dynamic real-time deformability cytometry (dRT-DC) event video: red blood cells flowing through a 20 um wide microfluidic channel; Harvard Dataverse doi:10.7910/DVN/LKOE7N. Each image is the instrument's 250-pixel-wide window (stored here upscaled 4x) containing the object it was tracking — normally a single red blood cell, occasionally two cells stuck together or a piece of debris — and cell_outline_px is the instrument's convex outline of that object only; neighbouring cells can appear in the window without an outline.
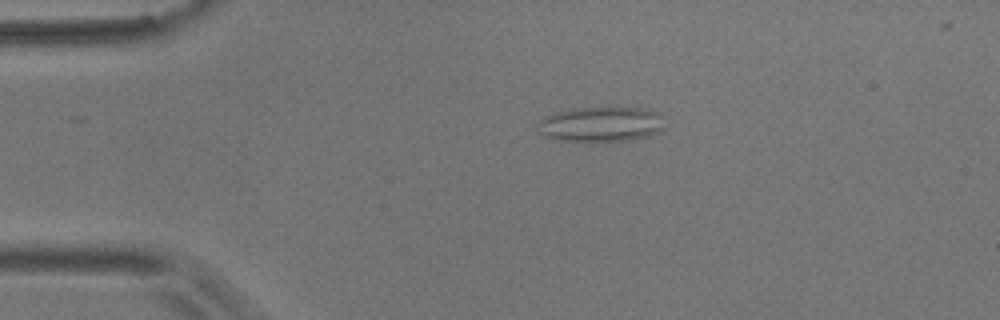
{"species": "common noctule bat (a hibernating species)", "species_latin": "Nyctalus noctula", "temperature_condition": "room temperature", "stored_images_in_passage": 11, "camera_frame_rate_fps": 3000, "um_per_image_px": 0.085, "animal": {"sex": "male", "body_mass_g": 17.9}, "frame": {"image": 1, "passage_image": 4, "time_ms": 3.667, "image_size_px": [1000, 320], "cell_outline_px": [[664, 128], [648, 136], [632, 140], [556, 140], [544, 136], [540, 132], [536, 124], [544, 116], [556, 112], [572, 108], [648, 108], [660, 112], [664, 116]], "centroid_in_image_um": [51.11, 10.54], "position_along_channel_um": 33.9, "area_um2": 25.95}}
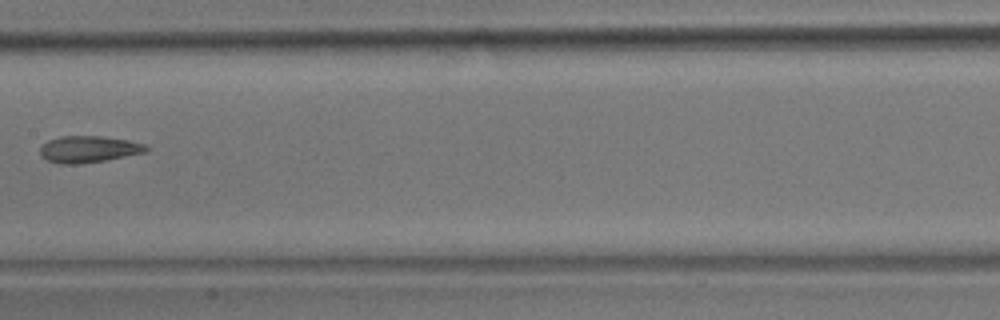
{"frame": {"image": 2, "passage_image": 8, "time_ms": 9.333, "image_size_px": [1000, 320], "cell_outline_px": [[148, 148], [144, 152], [104, 160], [76, 164], [60, 164], [48, 160], [40, 156], [40, 148], [48, 140], [60, 136], [100, 136], [128, 140], [148, 144]], "centroid_in_image_um": [7.51, 12.67], "position_along_channel_um": 199.9, "area_um2": 16.3}}
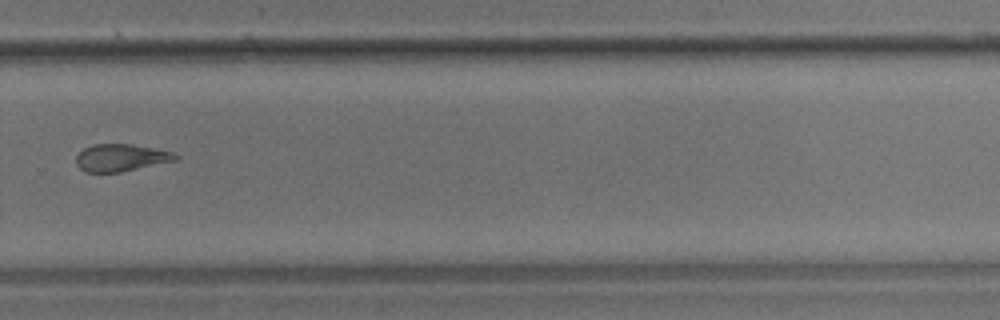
{"frame": {"image": 3, "passage_image": 11, "time_ms": 12.667, "image_size_px": [1000, 320], "cell_outline_px": [[180, 160], [120, 172], [84, 172], [76, 164], [76, 156], [84, 148], [92, 144], [132, 144], [172, 152], [180, 156]], "centroid_in_image_um": [10.3, 13.41], "position_along_channel_um": 319.5, "area_um2": 15.9}}